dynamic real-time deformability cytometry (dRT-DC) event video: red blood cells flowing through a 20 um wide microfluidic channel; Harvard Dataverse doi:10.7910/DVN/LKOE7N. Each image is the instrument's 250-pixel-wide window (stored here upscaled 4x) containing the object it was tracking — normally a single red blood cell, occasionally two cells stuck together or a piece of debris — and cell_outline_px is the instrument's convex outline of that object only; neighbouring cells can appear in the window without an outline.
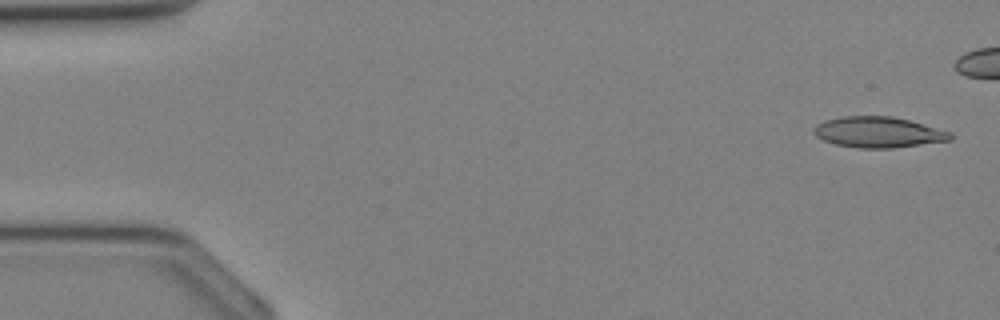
{"species": "Egyptian fruit bat (a non-hibernating species)", "species_latin": "Rousettus aegyptiacus", "temperature_condition": "cold", "stored_images_in_passage": 5, "camera_frame_rate_fps": 3000, "um_per_image_px": 0.085, "animal": {"sex": "female"}, "frame": {"image": 1, "passage_image": 1, "time_ms": 0.0, "image_size_px": [1000, 320], "cell_outline_px": [[952, 140], [892, 148], [856, 148], [836, 144], [824, 140], [816, 136], [812, 132], [812, 128], [816, 124], [824, 120], [844, 116], [892, 116], [908, 120], [952, 132]], "centroid_in_image_um": [74.62, 11.23], "position_along_channel_um": 10.4, "area_um2": 24.51}}